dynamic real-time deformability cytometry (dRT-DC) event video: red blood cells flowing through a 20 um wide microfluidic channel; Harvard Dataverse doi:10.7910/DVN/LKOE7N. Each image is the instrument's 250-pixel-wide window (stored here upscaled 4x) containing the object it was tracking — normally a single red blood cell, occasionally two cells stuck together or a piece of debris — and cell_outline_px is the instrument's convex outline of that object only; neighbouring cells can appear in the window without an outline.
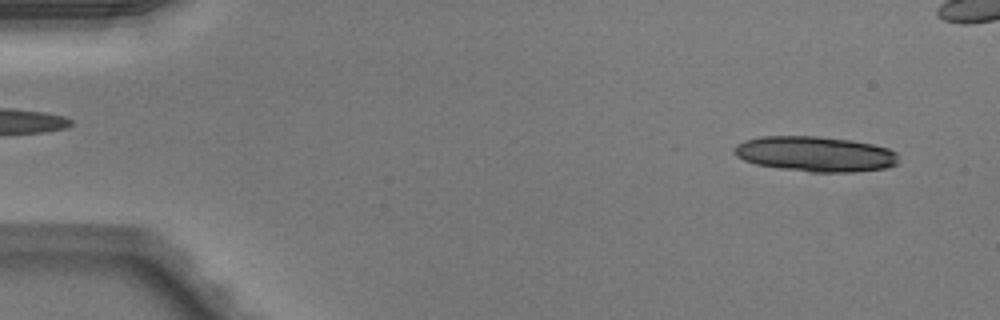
{"species": "Egyptian fruit bat (a non-hibernating species)", "species_latin": "Rousettus aegyptiacus", "temperature_condition": "warm", "stored_images_in_passage": 32, "camera_frame_rate_fps": 3000, "um_per_image_px": 0.085, "animal": {"sex": "male"}, "frame": {"image": 1, "passage_image": 4, "time_ms": 1.0, "image_size_px": [1000, 320], "cell_outline_px": [[896, 164], [888, 168], [852, 172], [812, 172], [780, 168], [756, 164], [744, 160], [736, 156], [732, 148], [736, 144], [744, 140], [760, 136], [820, 136], [852, 140], [872, 144], [888, 148], [896, 152]], "centroid_in_image_um": [69.27, 13.08], "position_along_channel_um": 15.7, "area_um2": 33.87}}
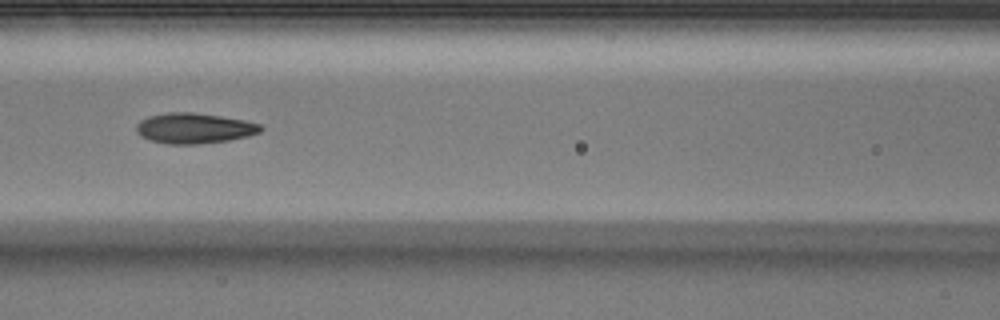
{"frame": {"image": 2, "passage_image": 23, "time_ms": 7.333, "image_size_px": [1000, 320], "cell_outline_px": [[264, 128], [260, 132], [248, 136], [228, 140], [196, 144], [168, 144], [152, 140], [140, 136], [136, 132], [136, 124], [140, 120], [148, 116], [168, 112], [192, 112], [220, 116], [244, 120], [260, 124]], "centroid_in_image_um": [16.49, 10.89], "position_along_channel_um": 150.1, "area_um2": 22.02}}
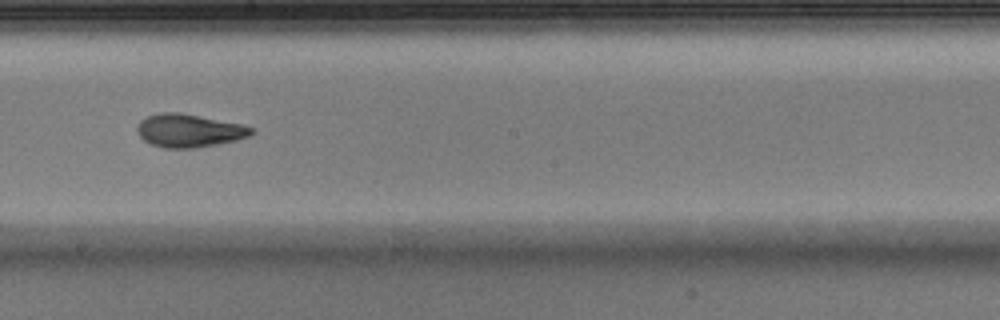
{"frame": {"image": 3, "passage_image": 29, "time_ms": 9.333, "image_size_px": [1000, 320], "cell_outline_px": [[256, 132], [248, 136], [236, 140], [196, 148], [164, 148], [152, 144], [144, 140], [140, 136], [136, 128], [140, 120], [148, 116], [160, 112], [180, 112], [244, 124], [252, 128]], "centroid_in_image_um": [16.08, 11.09], "position_along_channel_um": 232.1, "area_um2": 22.14}}